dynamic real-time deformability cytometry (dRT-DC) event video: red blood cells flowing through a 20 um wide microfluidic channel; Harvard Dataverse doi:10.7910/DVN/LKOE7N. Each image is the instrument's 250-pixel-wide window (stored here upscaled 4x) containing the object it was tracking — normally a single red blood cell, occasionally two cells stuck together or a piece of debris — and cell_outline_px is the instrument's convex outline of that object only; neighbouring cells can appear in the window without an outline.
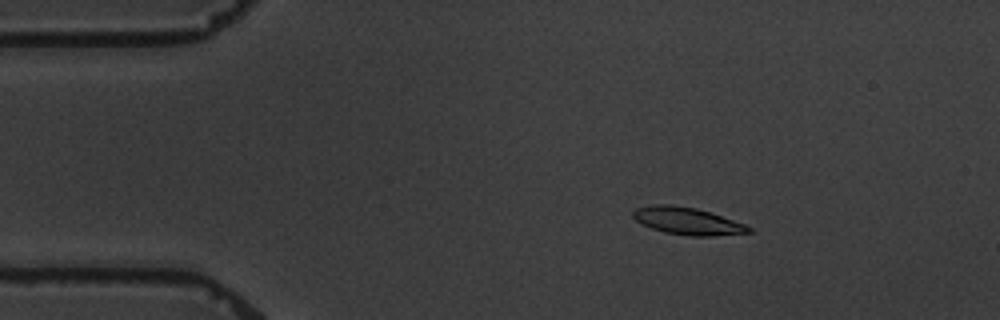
{"species": "common noctule bat (a hibernating species)", "species_latin": "Nyctalus noctula", "temperature_condition": "warm", "stored_images_in_passage": 3, "camera_frame_rate_fps": 3000, "um_per_image_px": 0.085, "animal": {"sex": "male", "body_mass_g": 19.5, "forearm_length_mm": 54.6}, "frame": {"image": 1, "passage_image": 1, "time_ms": 0.0, "image_size_px": [1000, 320], "cell_outline_px": [[752, 232], [712, 236], [688, 236], [664, 232], [640, 224], [632, 216], [632, 212], [636, 208], [652, 204], [672, 204], [696, 208], [744, 224], [752, 228]], "centroid_in_image_um": [58.37, 18.78], "position_along_channel_um": 26.6, "area_um2": 18.32}}